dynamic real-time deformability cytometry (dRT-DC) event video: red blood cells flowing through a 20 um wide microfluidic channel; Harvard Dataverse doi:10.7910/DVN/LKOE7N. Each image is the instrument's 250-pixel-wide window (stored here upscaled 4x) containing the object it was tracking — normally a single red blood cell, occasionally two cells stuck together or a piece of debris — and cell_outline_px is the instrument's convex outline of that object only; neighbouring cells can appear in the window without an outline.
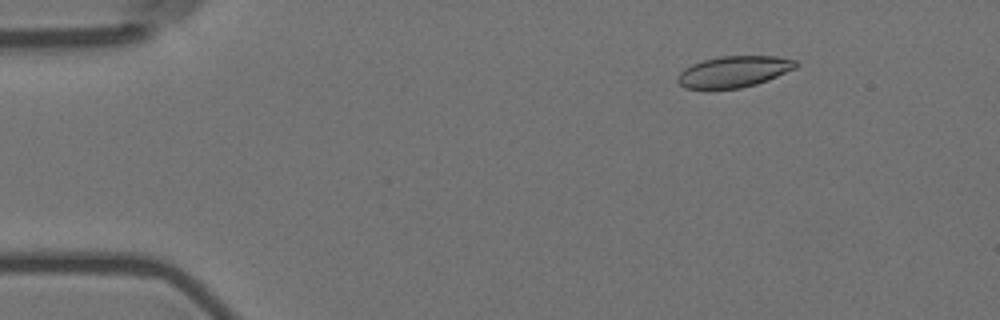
{"species": "Egyptian fruit bat (a non-hibernating species)", "species_latin": "Rousettus aegyptiacus", "temperature_condition": "room temperature", "stored_images_in_passage": 5, "camera_frame_rate_fps": 3000, "um_per_image_px": 0.085, "animal": {"sex": "female"}, "frame": {"image": 1, "passage_image": 3, "time_ms": 0.667, "image_size_px": [1000, 320], "cell_outline_px": [[796, 68], [768, 80], [756, 84], [740, 88], [684, 88], [676, 80], [676, 76], [684, 68], [692, 64], [704, 60], [720, 56], [776, 56], [796, 60]], "centroid_in_image_um": [62.36, 6.08], "position_along_channel_um": 22.6, "area_um2": 21.39}}
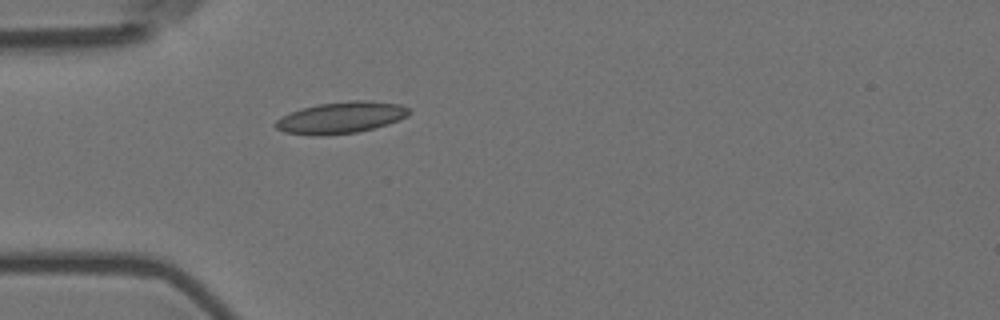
{"frame": {"image": 2, "passage_image": 5, "time_ms": 1.333, "image_size_px": [1000, 320], "cell_outline_px": [[408, 116], [400, 120], [388, 124], [356, 132], [320, 136], [316, 136], [284, 132], [276, 128], [272, 124], [276, 120], [292, 112], [304, 108], [320, 104], [352, 100], [368, 100], [400, 104], [408, 108]], "centroid_in_image_um": [28.99, 10.0], "position_along_channel_um": 56.0, "area_um2": 24.33}}